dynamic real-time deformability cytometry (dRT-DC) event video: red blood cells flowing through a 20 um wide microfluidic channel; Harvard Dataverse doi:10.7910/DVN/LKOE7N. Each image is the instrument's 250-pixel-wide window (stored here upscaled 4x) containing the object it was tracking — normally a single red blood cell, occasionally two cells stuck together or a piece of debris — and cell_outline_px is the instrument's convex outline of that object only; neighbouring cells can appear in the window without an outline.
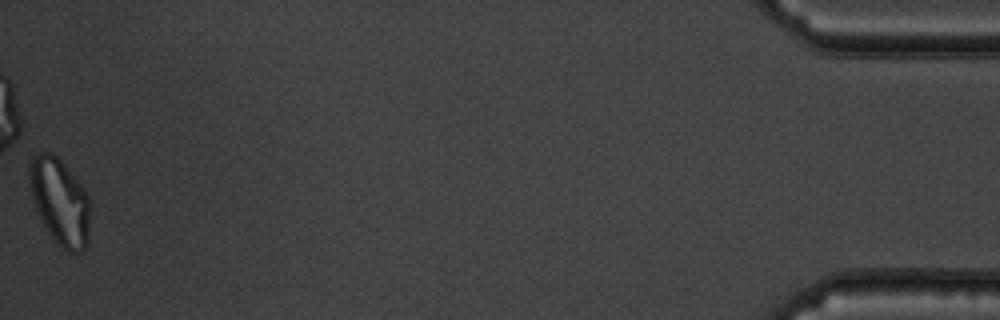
{"species": "common noctule bat (a hibernating species)", "species_latin": "Nyctalus noctula", "temperature_condition": "warm", "stored_images_in_passage": 55, "camera_frame_rate_fps": 3000, "um_per_image_px": 0.085, "animal": {"sex": "male", "body_mass_g": 19.5, "forearm_length_mm": 54.6}, "frame": {"image": 1, "passage_image": 55, "time_ms": 18.0, "image_size_px": [1000, 320], "cell_outline_px": [[88, 244], [80, 252], [68, 252], [52, 236], [44, 224], [32, 200], [28, 176], [28, 160], [36, 152], [52, 152], [60, 160], [80, 184], [88, 196]], "centroid_in_image_um": [5.04, 17.07], "position_along_channel_um": 430.2, "area_um2": 30.06}, "authors_computed_cell_mechanics": {"area_um2": 28.5532, "velocity_mm_per_s": 3.6961, "shape_relaxation_time_tau1_ms": null, "shape_relaxation_time_tau2_ms": 1.9398, "deformation_change_tau1": null, "deformation_change_tau2": 0.0738}}